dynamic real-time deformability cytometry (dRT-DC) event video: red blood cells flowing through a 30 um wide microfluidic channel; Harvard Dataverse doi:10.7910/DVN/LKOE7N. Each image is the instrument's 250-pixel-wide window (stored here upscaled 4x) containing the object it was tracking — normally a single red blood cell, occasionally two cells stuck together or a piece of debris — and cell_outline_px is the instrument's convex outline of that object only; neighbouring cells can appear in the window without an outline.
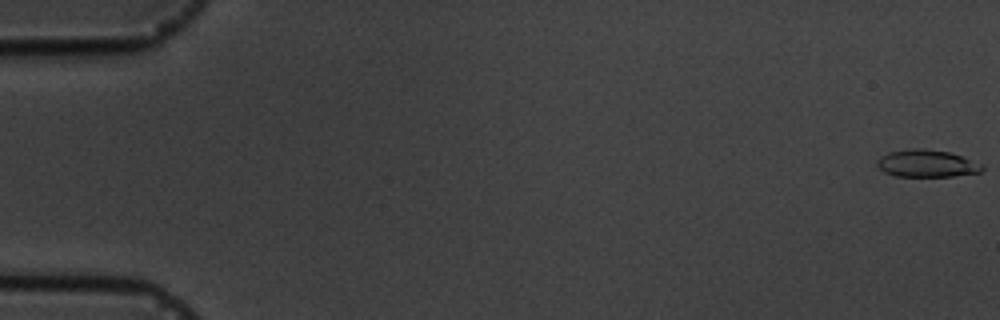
{"species": "common noctule bat (a hibernating species)", "species_latin": "Nyctalus noctula", "temperature_condition": "cold", "stored_images_in_passage": 7, "camera_frame_rate_fps": 3000, "um_per_image_px": 0.085, "animal": {"sex": "male", "body_mass_g": 19.5, "forearm_length_mm": 54.6}, "frame": {"image": 1, "passage_image": 1, "time_ms": 0.0, "image_size_px": [1000, 320], "cell_outline_px": [[984, 168], [980, 172], [952, 176], [896, 176], [884, 172], [876, 164], [876, 160], [880, 156], [888, 152], [912, 148], [924, 148], [948, 152], [984, 164]], "centroid_in_image_um": [78.75, 13.89], "position_along_channel_um": 6.2, "area_um2": 16.7}}
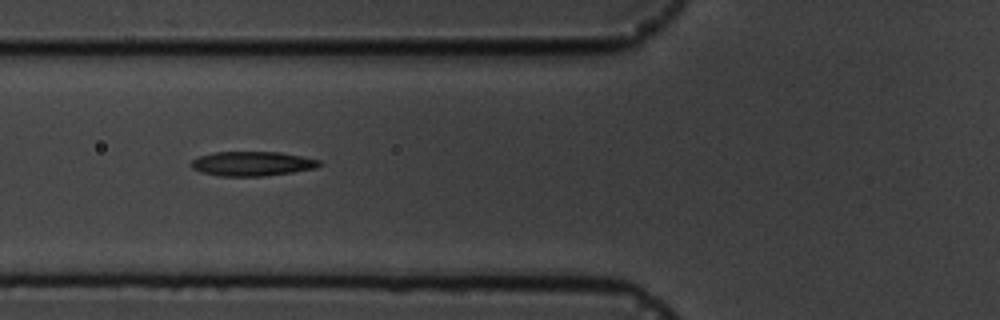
{"frame": {"image": 2, "passage_image": 6, "time_ms": 7.0, "image_size_px": [1000, 320], "cell_outline_px": [[320, 164], [316, 168], [292, 172], [264, 176], [220, 176], [200, 172], [192, 168], [192, 160], [200, 156], [216, 152], [280, 152], [320, 160]], "centroid_in_image_um": [21.43, 13.91], "position_along_channel_um": 104.4, "area_um2": 18.09}}
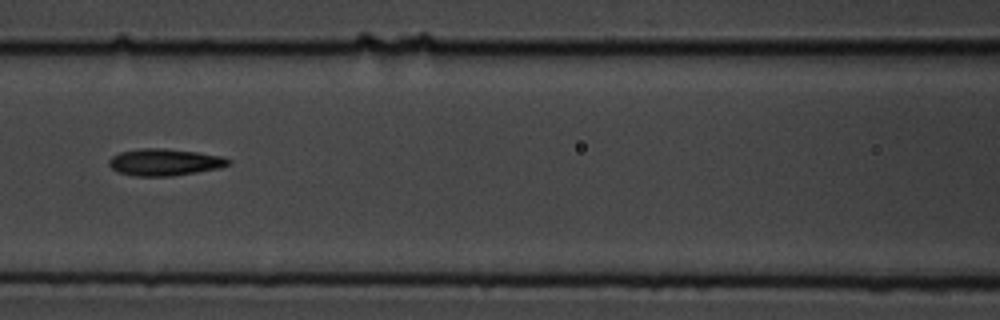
{"frame": {"image": 3, "passage_image": 7, "time_ms": 8.333, "image_size_px": [1000, 320], "cell_outline_px": [[232, 164], [220, 168], [172, 176], [136, 176], [116, 172], [108, 164], [108, 160], [112, 156], [120, 152], [144, 148], [164, 148], [196, 152], [220, 156], [232, 160]], "centroid_in_image_um": [13.99, 13.79], "position_along_channel_um": 152.6, "area_um2": 18.73}}